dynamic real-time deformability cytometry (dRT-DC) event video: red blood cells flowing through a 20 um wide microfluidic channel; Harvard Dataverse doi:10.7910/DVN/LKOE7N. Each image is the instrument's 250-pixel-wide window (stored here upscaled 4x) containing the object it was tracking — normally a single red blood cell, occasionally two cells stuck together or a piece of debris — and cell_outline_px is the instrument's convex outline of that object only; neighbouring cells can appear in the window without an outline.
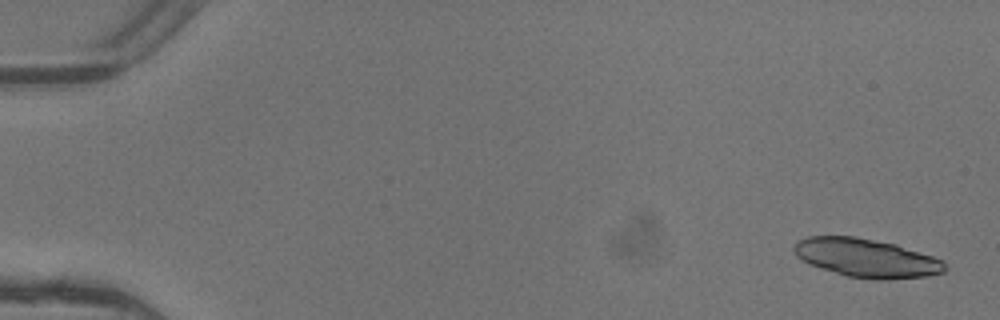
{"species": "common noctule bat (a hibernating species)", "species_latin": "Nyctalus noctula", "temperature_condition": "warm", "stored_images_in_passage": 6, "camera_frame_rate_fps": 3000, "um_per_image_px": 0.085, "animal": {"sex": "female"}, "frame": {"image": 1, "passage_image": 1, "time_ms": 0.0, "image_size_px": [1000, 320], "cell_outline_px": [[944, 272], [928, 276], [888, 280], [876, 280], [848, 276], [812, 264], [796, 256], [792, 248], [800, 240], [808, 236], [856, 236], [896, 244], [944, 260]], "centroid_in_image_um": [73.68, 21.92], "position_along_channel_um": 11.3, "area_um2": 33.64}}